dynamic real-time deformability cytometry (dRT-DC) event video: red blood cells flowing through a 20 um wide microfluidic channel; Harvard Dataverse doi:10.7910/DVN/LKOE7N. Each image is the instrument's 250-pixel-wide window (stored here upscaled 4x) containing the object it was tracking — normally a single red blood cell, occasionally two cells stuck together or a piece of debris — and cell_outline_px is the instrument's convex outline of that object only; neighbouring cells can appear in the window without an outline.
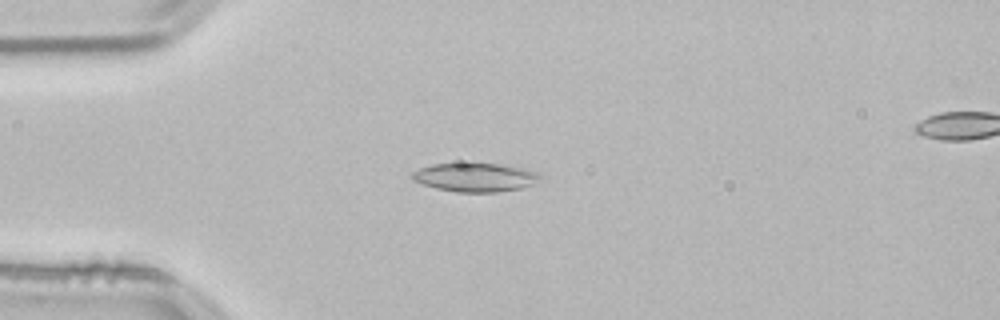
{"species": "common noctule bat (a hibernating species)", "species_latin": "Nyctalus noctula", "temperature_condition": "room temperature", "stored_images_in_passage": 25, "camera_frame_rate_fps": 3000, "um_per_image_px": 0.085, "animal": {"sex": "male", "body_mass_g": 21.5, "forearm_length_mm": 52.0}, "frame": {"image": 1, "passage_image": 8, "time_ms": 2.333, "image_size_px": [1000, 320], "cell_outline_px": [[544, 176], [536, 184], [520, 188], [496, 192], [456, 192], [436, 188], [412, 180], [408, 176], [412, 172], [420, 168], [432, 164], [472, 160], [500, 164], [520, 168], [536, 172]], "centroid_in_image_um": [40.36, 15.03], "position_along_channel_um": 44.6, "area_um2": 22.31}}
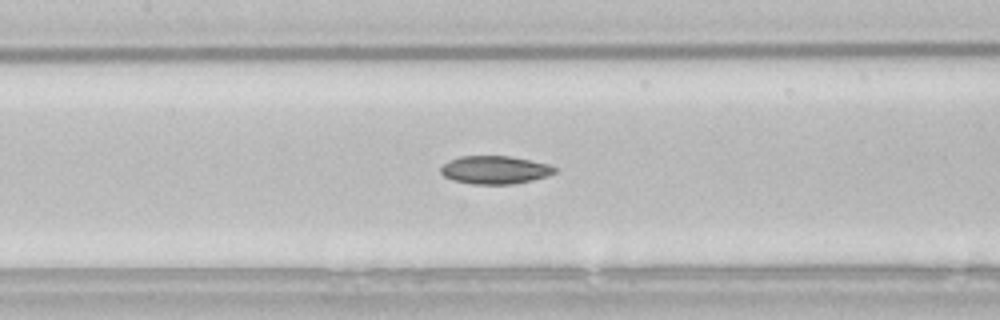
{"frame": {"image": 2, "passage_image": 19, "time_ms": 6.0, "image_size_px": [1000, 320], "cell_outline_px": [[556, 172], [548, 176], [532, 180], [512, 184], [472, 184], [452, 180], [444, 176], [440, 172], [440, 168], [448, 160], [460, 156], [512, 156], [532, 160], [548, 164], [556, 168]], "centroid_in_image_um": [42.06, 14.43], "position_along_channel_um": 165.3, "area_um2": 18.79}}
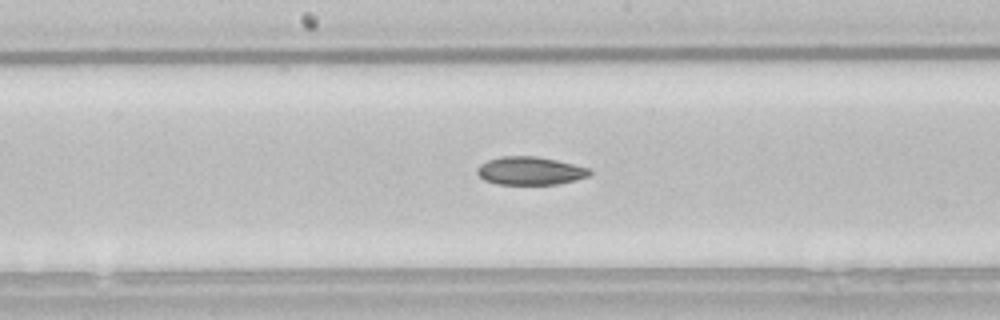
{"frame": {"image": 3, "passage_image": 22, "time_ms": 7.0, "image_size_px": [1000, 320], "cell_outline_px": [[592, 172], [588, 176], [576, 180], [556, 184], [496, 184], [484, 180], [476, 172], [476, 168], [480, 164], [488, 160], [500, 156], [536, 156], [556, 160], [588, 168]], "centroid_in_image_um": [45.02, 14.52], "position_along_channel_um": 203.2, "area_um2": 18.38}}